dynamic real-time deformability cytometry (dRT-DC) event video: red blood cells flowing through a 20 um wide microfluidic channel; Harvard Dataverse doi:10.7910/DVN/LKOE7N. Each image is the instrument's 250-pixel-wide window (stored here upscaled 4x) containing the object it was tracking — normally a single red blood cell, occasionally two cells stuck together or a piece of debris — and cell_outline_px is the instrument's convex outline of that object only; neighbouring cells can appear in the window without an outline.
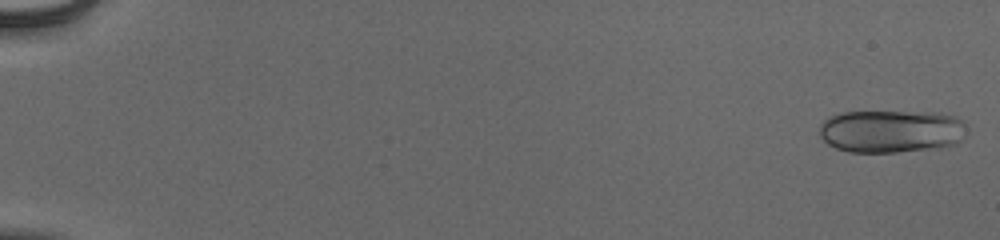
{"species": "human", "species_latin": "Homo sapiens", "temperature_condition": "cold", "stored_images_in_passage": 55, "camera_frame_rate_fps": 3000, "um_per_image_px": 0.085, "donor": {"sex": "male"}, "frame": {"image": 1, "passage_image": 2, "time_ms": 0.333, "image_size_px": [1000, 240], "cell_outline_px": [[964, 124], [960, 140], [956, 144], [940, 148], [896, 152], [848, 152], [836, 148], [828, 144], [820, 136], [820, 124], [828, 116], [844, 112], [940, 112], [956, 116], [964, 120]], "centroid_in_image_um": [75.74, 11.15], "position_along_channel_um": 9.3, "area_um2": 36.93}}
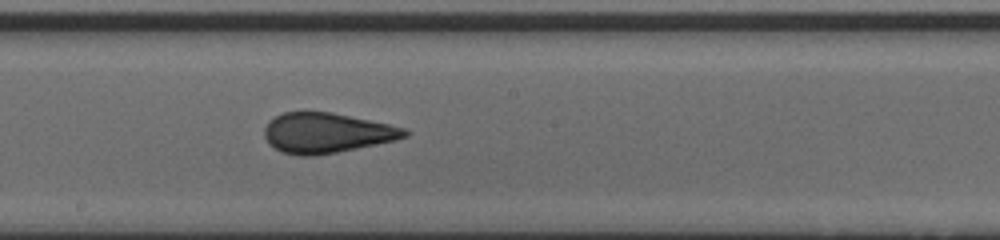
{"frame": {"image": 2, "passage_image": 33, "time_ms": 10.667, "image_size_px": [1000, 240], "cell_outline_px": [[412, 132], [408, 136], [396, 140], [316, 156], [300, 156], [280, 152], [268, 144], [264, 136], [264, 128], [268, 120], [284, 112], [332, 112], [388, 124], [404, 128]], "centroid_in_image_um": [27.73, 11.3], "position_along_channel_um": 220.5, "area_um2": 32.89}}
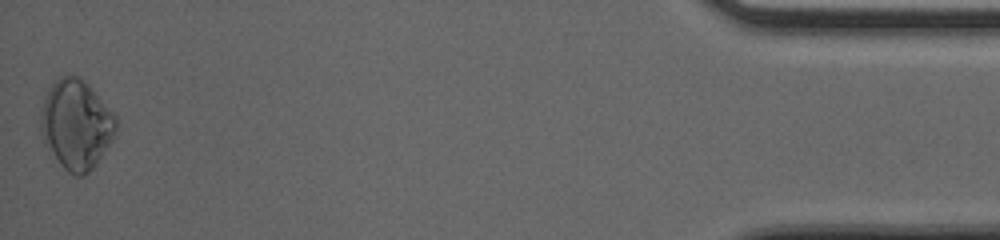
{"frame": {"image": 3, "passage_image": 55, "time_ms": 18.0, "image_size_px": [1000, 240], "cell_outline_px": [[116, 132], [112, 140], [96, 164], [84, 176], [76, 176], [68, 172], [60, 164], [44, 144], [40, 128], [40, 112], [44, 96], [52, 84], [60, 76], [76, 76], [84, 80], [92, 88], [116, 116]], "centroid_in_image_um": [6.46, 10.59], "position_along_channel_um": 428.7, "area_um2": 39.25}, "authors_computed_cell_mechanics": {"area_um2": 33.524, "velocity_mm_per_s": 3.9135, "shape_relaxation_time_tau1_ms": null, "shape_relaxation_time_tau2_ms": 0.8579, "deformation_change_tau1": null, "deformation_change_tau2": 0.036}}